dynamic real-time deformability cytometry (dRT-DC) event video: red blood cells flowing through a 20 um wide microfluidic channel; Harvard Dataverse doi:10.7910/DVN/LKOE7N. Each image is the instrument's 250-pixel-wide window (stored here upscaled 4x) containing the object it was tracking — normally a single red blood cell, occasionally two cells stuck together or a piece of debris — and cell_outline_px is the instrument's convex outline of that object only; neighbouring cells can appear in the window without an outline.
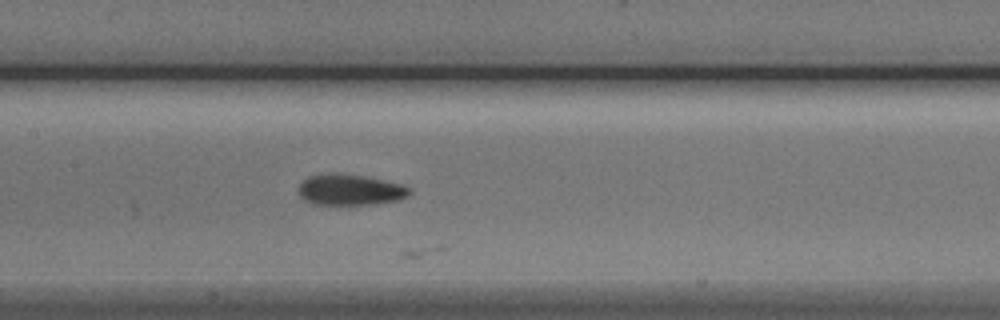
{"species": "Egyptian fruit bat (a non-hibernating species)", "species_latin": "Rousettus aegyptiacus", "temperature_condition": "cold", "stored_images_in_passage": 14, "camera_frame_rate_fps": 3000, "um_per_image_px": 0.085, "animal": {"sex": "male"}, "frame": {"image": 1, "passage_image": 9, "time_ms": 2.667, "image_size_px": [1000, 320], "cell_outline_px": [[412, 192], [408, 196], [396, 200], [372, 204], [312, 204], [304, 200], [300, 196], [300, 184], [308, 176], [332, 172], [336, 172], [364, 176], [400, 184], [408, 188]], "centroid_in_image_um": [29.73, 16.12], "position_along_channel_um": 177.7, "area_um2": 19.83}}